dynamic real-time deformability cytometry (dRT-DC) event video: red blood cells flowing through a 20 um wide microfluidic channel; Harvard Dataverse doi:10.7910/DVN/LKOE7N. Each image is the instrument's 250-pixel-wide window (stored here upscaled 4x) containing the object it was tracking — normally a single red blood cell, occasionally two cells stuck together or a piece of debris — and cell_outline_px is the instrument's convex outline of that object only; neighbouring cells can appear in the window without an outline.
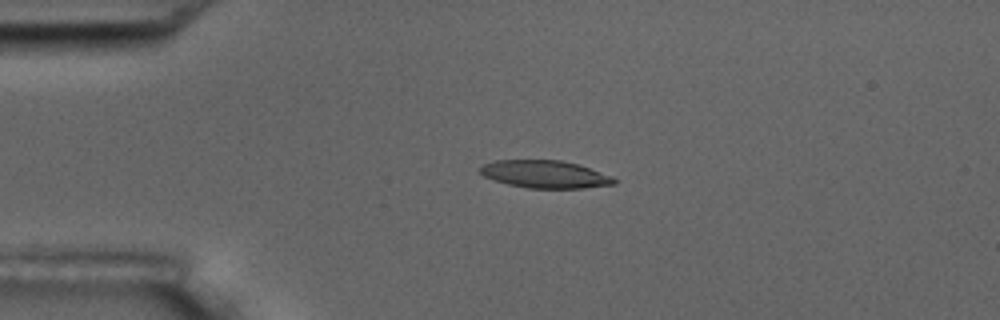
{"species": "common noctule bat (a hibernating species)", "species_latin": "Nyctalus noctula", "temperature_condition": "room temperature", "stored_images_in_passage": 4, "camera_frame_rate_fps": 3000, "um_per_image_px": 0.085, "animal": {"sex": "male", "body_mass_g": 17.5, "forearm_length_mm": 52.3}, "frame": {"image": 1, "passage_image": 3, "time_ms": 2.333, "image_size_px": [1000, 320], "cell_outline_px": [[616, 184], [584, 188], [528, 188], [508, 184], [484, 176], [480, 172], [480, 168], [484, 164], [496, 160], [560, 160], [576, 164], [612, 176], [616, 180]], "centroid_in_image_um": [46.33, 14.81], "position_along_channel_um": 38.7, "area_um2": 21.27}}